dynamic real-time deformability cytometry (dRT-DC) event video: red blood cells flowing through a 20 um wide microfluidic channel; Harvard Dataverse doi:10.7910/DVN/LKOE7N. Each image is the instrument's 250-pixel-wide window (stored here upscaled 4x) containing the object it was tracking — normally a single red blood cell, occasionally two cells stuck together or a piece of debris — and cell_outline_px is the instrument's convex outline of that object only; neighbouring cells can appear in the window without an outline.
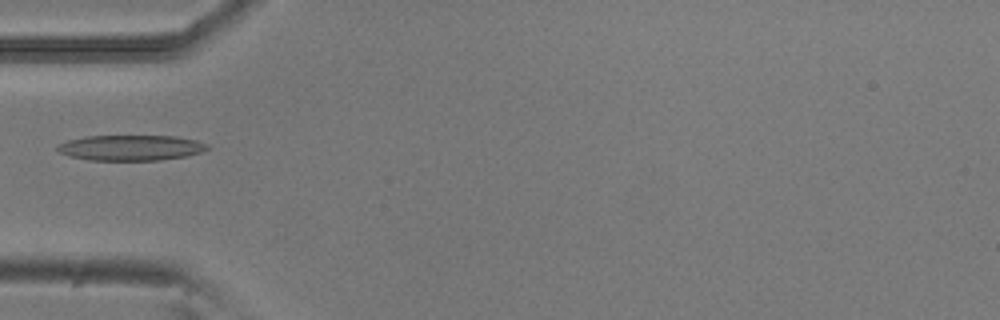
{"species": "common noctule bat (a hibernating species)", "species_latin": "Nyctalus noctula", "temperature_condition": "room temperature", "stored_images_in_passage": 4, "camera_frame_rate_fps": 3000, "um_per_image_px": 0.085, "animal": {"sex": "male", "body_mass_g": 20.5, "forearm_length_mm": 52.5}, "frame": {"image": 1, "passage_image": 4, "time_ms": 1.0, "image_size_px": [1000, 320], "cell_outline_px": [[212, 148], [200, 152], [184, 156], [160, 160], [88, 160], [68, 156], [60, 152], [56, 148], [56, 144], [68, 140], [88, 136], [176, 136], [196, 140], [208, 144]], "centroid_in_image_um": [11.11, 12.55], "position_along_channel_um": 73.9, "area_um2": 22.31}}